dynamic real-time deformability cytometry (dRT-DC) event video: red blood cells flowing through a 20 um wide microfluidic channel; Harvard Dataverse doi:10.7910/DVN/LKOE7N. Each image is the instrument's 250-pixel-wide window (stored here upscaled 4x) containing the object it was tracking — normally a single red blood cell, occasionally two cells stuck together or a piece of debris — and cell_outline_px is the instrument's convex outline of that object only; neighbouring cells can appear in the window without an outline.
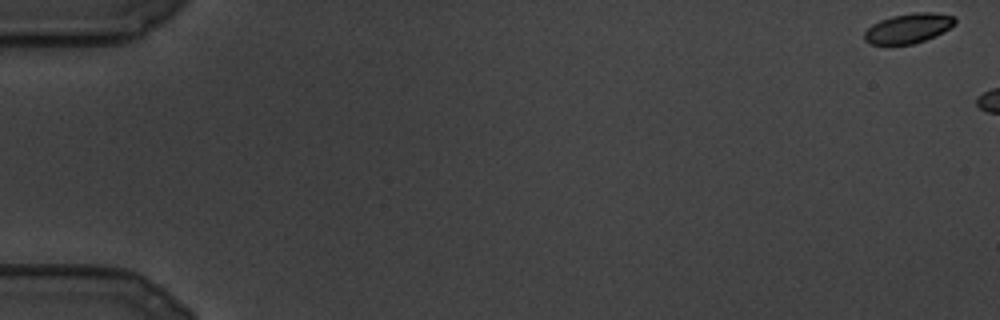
{"species": "common noctule bat (a hibernating species)", "species_latin": "Nyctalus noctula", "temperature_condition": "cold", "stored_images_in_passage": 10, "camera_frame_rate_fps": 3000, "um_per_image_px": 0.085, "animal": {"sex": "male", "body_mass_g": 19.5, "forearm_length_mm": 54.6}, "frame": {"image": 1, "passage_image": 1, "time_ms": 0.0, "image_size_px": [1000, 320], "cell_outline_px": [[956, 24], [944, 32], [936, 36], [912, 44], [868, 44], [864, 40], [864, 32], [872, 24], [880, 20], [892, 16], [916, 12], [932, 12], [952, 16], [956, 20]], "centroid_in_image_um": [77.21, 2.4], "position_along_channel_um": 7.8, "area_um2": 15.72}}